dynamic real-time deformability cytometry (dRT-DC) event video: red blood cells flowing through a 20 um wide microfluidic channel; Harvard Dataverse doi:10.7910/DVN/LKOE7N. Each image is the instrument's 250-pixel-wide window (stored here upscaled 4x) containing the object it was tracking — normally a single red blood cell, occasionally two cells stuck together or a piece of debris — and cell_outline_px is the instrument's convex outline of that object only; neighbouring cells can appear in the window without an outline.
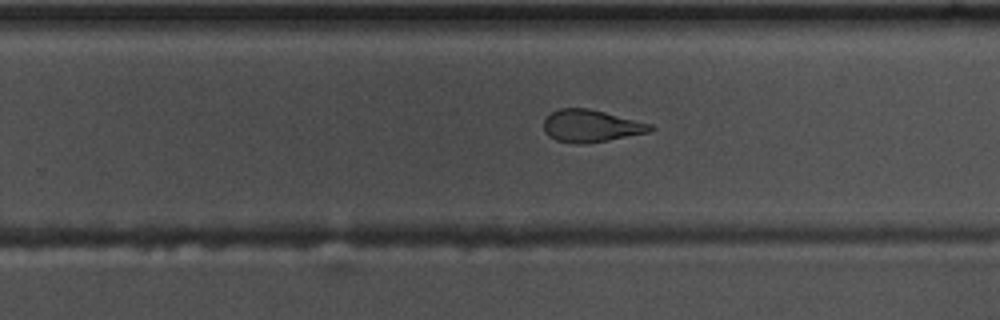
{"species": "common noctule bat (a hibernating species)", "species_latin": "Nyctalus noctula", "temperature_condition": "warm", "stored_images_in_passage": 52, "camera_frame_rate_fps": 3000, "um_per_image_px": 0.085, "animal": {"sex": "male", "body_mass_g": 17.5, "forearm_length_mm": 52.3}, "frame": {"image": 1, "passage_image": 35, "time_ms": 11.333, "image_size_px": [1000, 320], "cell_outline_px": [[656, 128], [652, 132], [608, 140], [584, 144], [580, 144], [556, 140], [548, 136], [544, 132], [544, 120], [552, 112], [560, 108], [588, 108], [652, 124]], "centroid_in_image_um": [50.26, 10.71], "position_along_channel_um": 279.5, "area_um2": 20.06}}
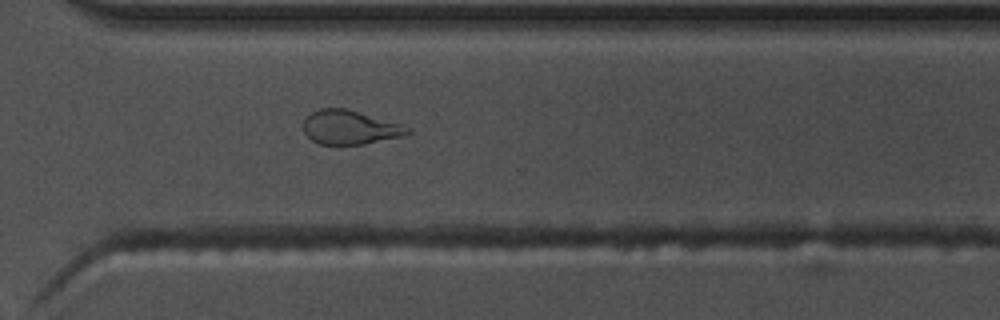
{"frame": {"image": 2, "passage_image": 40, "time_ms": 13.0, "image_size_px": [1000, 320], "cell_outline_px": [[412, 132], [404, 136], [364, 144], [320, 144], [312, 140], [304, 132], [304, 120], [312, 112], [320, 108], [344, 108], [404, 124]], "centroid_in_image_um": [29.78, 10.82], "position_along_channel_um": 340.8, "area_um2": 20.58}}
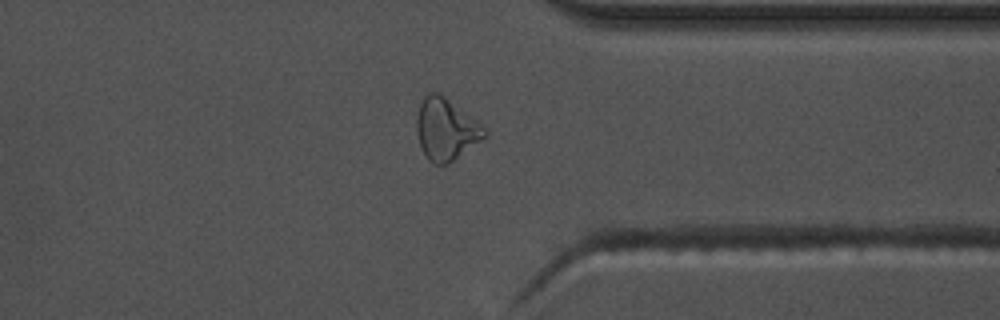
{"frame": {"image": 3, "passage_image": 43, "time_ms": 14.0, "image_size_px": [1000, 320], "cell_outline_px": [[488, 132], [484, 136], [448, 164], [432, 164], [428, 160], [420, 144], [416, 132], [416, 116], [420, 104], [424, 96], [428, 92], [436, 92], [444, 96], [480, 124]], "centroid_in_image_um": [37.84, 10.98], "position_along_channel_um": 373.6, "area_um2": 23.76}}